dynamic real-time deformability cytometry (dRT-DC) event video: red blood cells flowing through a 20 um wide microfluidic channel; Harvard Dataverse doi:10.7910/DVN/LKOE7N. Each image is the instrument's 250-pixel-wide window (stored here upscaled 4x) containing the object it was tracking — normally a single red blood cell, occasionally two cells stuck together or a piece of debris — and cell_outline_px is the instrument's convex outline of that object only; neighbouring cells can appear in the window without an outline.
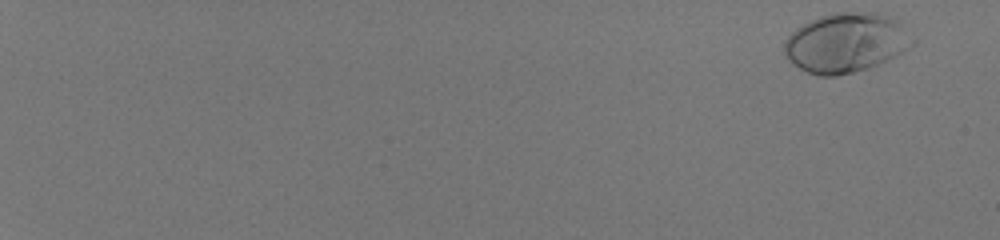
{"species": "human", "species_latin": "Homo sapiens", "temperature_condition": "room temperature", "stored_images_in_passage": 54, "camera_frame_rate_fps": 3000, "um_per_image_px": 0.085, "donor": {"sex": "male"}, "frame": {"image": 1, "passage_image": 1, "time_ms": 0.0, "image_size_px": [1000, 240], "cell_outline_px": [[916, 44], [868, 68], [836, 76], [820, 76], [808, 72], [792, 64], [788, 60], [784, 52], [784, 44], [788, 36], [796, 28], [820, 16], [836, 12], [880, 12], [892, 16], [900, 20], [916, 40]], "centroid_in_image_um": [71.94, 3.6], "position_along_channel_um": 13.1, "area_um2": 44.56}}
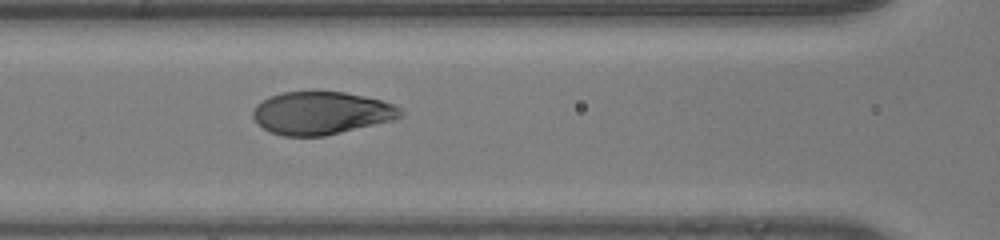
{"frame": {"image": 2, "passage_image": 29, "time_ms": 9.333, "image_size_px": [1000, 240], "cell_outline_px": [[404, 116], [392, 120], [324, 136], [284, 136], [272, 132], [264, 128], [252, 116], [252, 112], [256, 104], [268, 96], [284, 92], [344, 92], [364, 96], [396, 104], [404, 112]], "centroid_in_image_um": [27.33, 9.6], "position_along_channel_um": 139.3, "area_um2": 36.65}}
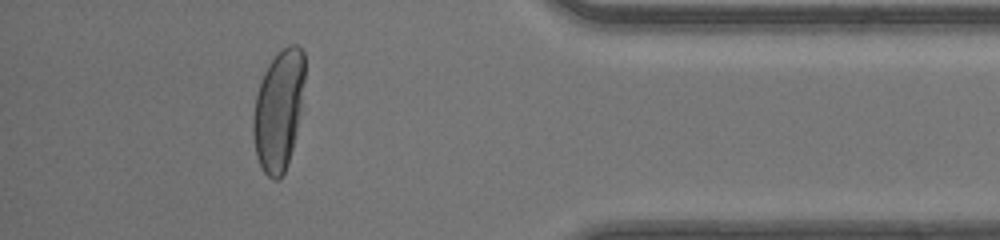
{"frame": {"image": 3, "passage_image": 50, "time_ms": 16.333, "image_size_px": [1000, 240], "cell_outline_px": [[304, 80], [300, 108], [296, 132], [292, 148], [284, 172], [280, 180], [272, 180], [264, 172], [256, 156], [252, 132], [252, 120], [256, 96], [264, 72], [268, 64], [276, 52], [280, 48], [288, 44], [296, 44], [304, 52]], "centroid_in_image_um": [23.66, 9.33], "position_along_channel_um": 411.5, "area_um2": 36.07}, "authors_computed_cell_mechanics": {"area_um2": 38.9861, "velocity_mm_per_s": 4.1665, "shape_relaxation_time_tau1_ms": 2.9132, "shape_relaxation_time_tau2_ms": null, "deformation_change_tau1": 0.195, "deformation_change_tau2": null}}